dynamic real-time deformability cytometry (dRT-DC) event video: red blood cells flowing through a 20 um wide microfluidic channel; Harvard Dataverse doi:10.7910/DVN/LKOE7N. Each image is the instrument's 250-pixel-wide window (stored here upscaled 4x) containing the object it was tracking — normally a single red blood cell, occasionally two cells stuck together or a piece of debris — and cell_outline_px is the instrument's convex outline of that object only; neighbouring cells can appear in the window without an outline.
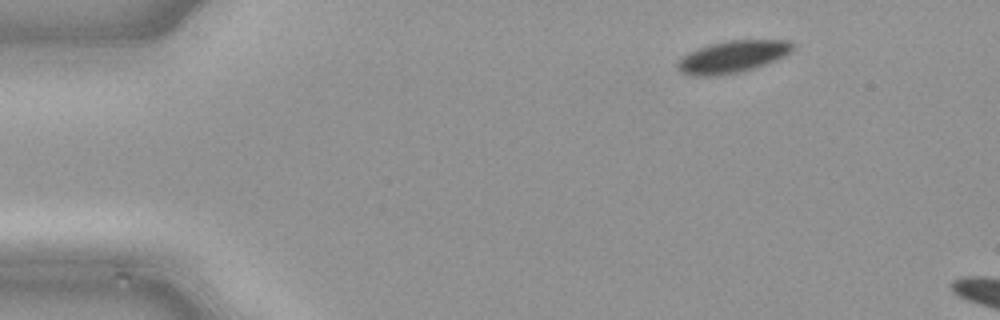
{"species": "common noctule bat (a hibernating species)", "species_latin": "Nyctalus noctula", "temperature_condition": "cold", "stored_images_in_passage": 5, "camera_frame_rate_fps": 3000, "um_per_image_px": 0.085, "animal": {"sex": "male", "body_mass_g": 21.5, "forearm_length_mm": 52.0}, "frame": {"image": 1, "passage_image": 1, "time_ms": 0.0, "image_size_px": [1000, 320], "cell_outline_px": [[796, 44], [784, 56], [776, 60], [752, 68], [736, 72], [708, 76], [692, 76], [680, 72], [676, 68], [676, 64], [688, 52], [708, 44], [728, 40], [788, 40]], "centroid_in_image_um": [62.23, 4.81], "position_along_channel_um": 22.8, "area_um2": 21.27}}